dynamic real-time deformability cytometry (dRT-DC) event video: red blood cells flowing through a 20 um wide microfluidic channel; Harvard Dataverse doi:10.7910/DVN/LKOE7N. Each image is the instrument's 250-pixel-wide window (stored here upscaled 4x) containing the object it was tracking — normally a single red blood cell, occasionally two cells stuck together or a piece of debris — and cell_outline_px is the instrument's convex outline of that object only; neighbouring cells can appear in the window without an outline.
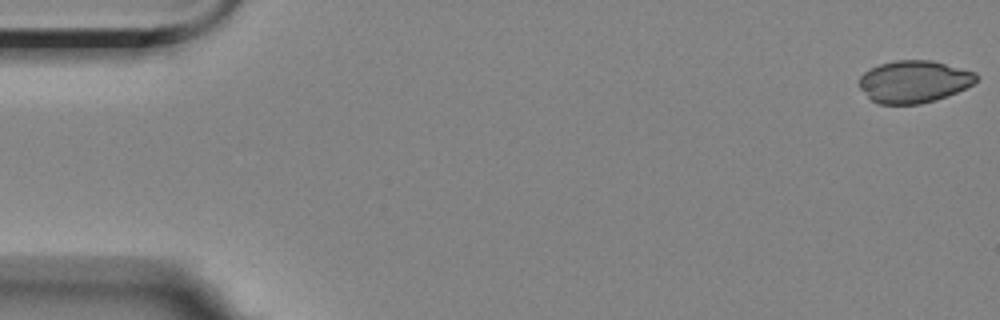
{"species": "Egyptian fruit bat (a non-hibernating species)", "species_latin": "Rousettus aegyptiacus", "temperature_condition": "room temperature", "stored_images_in_passage": 6, "camera_frame_rate_fps": 3000, "um_per_image_px": 0.085, "animal": {"sex": "female"}, "frame": {"image": 1, "passage_image": 1, "time_ms": 0.0, "image_size_px": [1000, 320], "cell_outline_px": [[980, 76], [972, 84], [956, 92], [920, 104], [880, 104], [872, 100], [856, 84], [856, 80], [864, 72], [880, 64], [896, 60], [932, 60], [976, 72]], "centroid_in_image_um": [77.65, 6.92], "position_along_channel_um": 7.3, "area_um2": 28.73}}
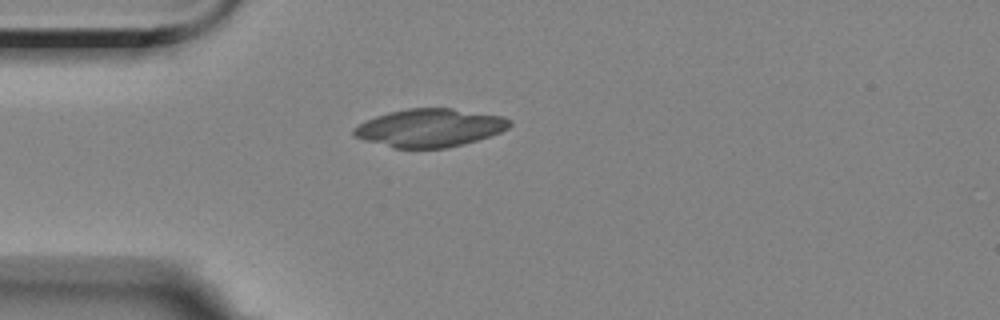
{"frame": {"image": 2, "passage_image": 5, "time_ms": 4.667, "image_size_px": [1000, 320], "cell_outline_px": [[512, 124], [508, 128], [500, 132], [464, 144], [448, 148], [392, 148], [364, 140], [352, 136], [352, 128], [376, 116], [388, 112], [408, 108], [452, 108], [504, 116], [512, 120]], "centroid_in_image_um": [36.53, 10.86], "position_along_channel_um": 48.5, "area_um2": 34.74}}